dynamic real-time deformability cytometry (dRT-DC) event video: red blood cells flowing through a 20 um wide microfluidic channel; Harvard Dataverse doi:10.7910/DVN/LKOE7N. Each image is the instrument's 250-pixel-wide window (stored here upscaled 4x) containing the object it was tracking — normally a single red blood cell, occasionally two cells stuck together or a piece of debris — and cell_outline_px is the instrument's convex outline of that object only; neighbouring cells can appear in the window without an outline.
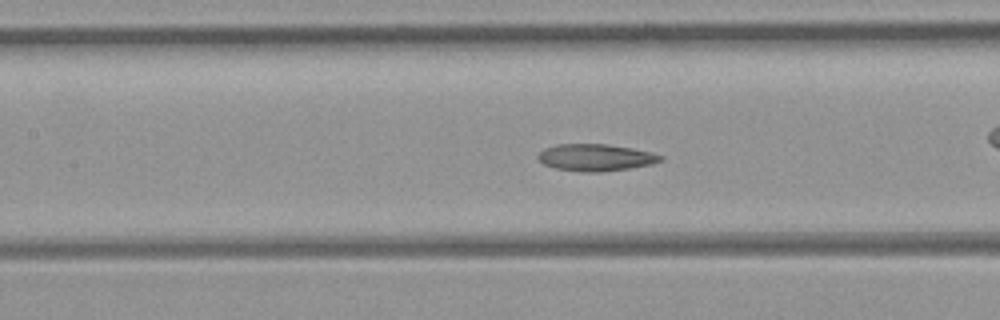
{"species": "common noctule bat (a hibernating species)", "species_latin": "Nyctalus noctula", "temperature_condition": "room temperature", "stored_images_in_passage": 49, "camera_frame_rate_fps": 3000, "um_per_image_px": 0.085, "animal": {"sex": "female", "body_mass_g": 21.9}, "frame": {"image": 1, "passage_image": 22, "time_ms": 7.0, "image_size_px": [1000, 320], "cell_outline_px": [[664, 160], [652, 164], [628, 168], [596, 172], [584, 172], [556, 168], [544, 164], [536, 156], [544, 148], [556, 144], [608, 144], [632, 148], [652, 152], [664, 156]], "centroid_in_image_um": [50.65, 13.37], "position_along_channel_um": 156.7, "area_um2": 19.19}}
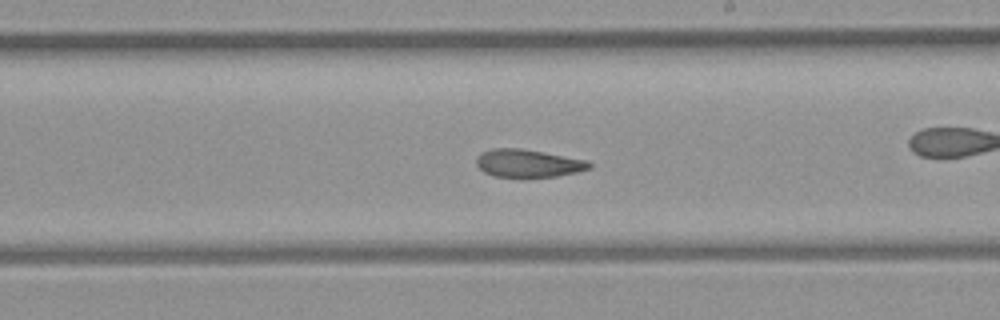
{"frame": {"image": 2, "passage_image": 28, "time_ms": 9.0, "image_size_px": [1000, 320], "cell_outline_px": [[592, 168], [576, 172], [556, 176], [492, 176], [484, 172], [476, 164], [476, 156], [480, 152], [492, 148], [520, 148], [544, 152], [588, 160], [592, 164]], "centroid_in_image_um": [44.88, 13.86], "position_along_channel_um": 244.1, "area_um2": 18.26}, "authors_computed_cell_mechanics": {"area_um2": 20.7502, "velocity_mm_per_s": 4.3797, "shape_relaxation_time_tau1_ms": null, "shape_relaxation_time_tau2_ms": 3.3779, "deformation_change_tau1": null, "deformation_change_tau2": 0.099}}